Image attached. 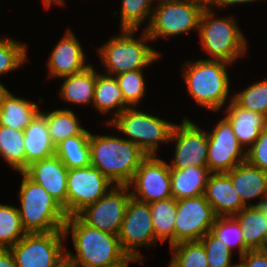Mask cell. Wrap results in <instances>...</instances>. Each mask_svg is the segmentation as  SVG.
<instances>
[{
	"label": "cell",
	"mask_w": 267,
	"mask_h": 267,
	"mask_svg": "<svg viewBox=\"0 0 267 267\" xmlns=\"http://www.w3.org/2000/svg\"><path fill=\"white\" fill-rule=\"evenodd\" d=\"M63 231L65 238L71 232L76 250V254L66 251L70 267H128L134 262L122 249L118 235L90 227L76 215L66 218Z\"/></svg>",
	"instance_id": "1"
},
{
	"label": "cell",
	"mask_w": 267,
	"mask_h": 267,
	"mask_svg": "<svg viewBox=\"0 0 267 267\" xmlns=\"http://www.w3.org/2000/svg\"><path fill=\"white\" fill-rule=\"evenodd\" d=\"M90 164L115 185H128L147 155L124 137L90 133Z\"/></svg>",
	"instance_id": "2"
},
{
	"label": "cell",
	"mask_w": 267,
	"mask_h": 267,
	"mask_svg": "<svg viewBox=\"0 0 267 267\" xmlns=\"http://www.w3.org/2000/svg\"><path fill=\"white\" fill-rule=\"evenodd\" d=\"M226 61L200 59L184 63L182 76L189 95L200 106L218 112L229 97L230 79Z\"/></svg>",
	"instance_id": "3"
},
{
	"label": "cell",
	"mask_w": 267,
	"mask_h": 267,
	"mask_svg": "<svg viewBox=\"0 0 267 267\" xmlns=\"http://www.w3.org/2000/svg\"><path fill=\"white\" fill-rule=\"evenodd\" d=\"M19 191L21 208H17L27 233L63 231L66 214L62 206L24 172Z\"/></svg>",
	"instance_id": "4"
},
{
	"label": "cell",
	"mask_w": 267,
	"mask_h": 267,
	"mask_svg": "<svg viewBox=\"0 0 267 267\" xmlns=\"http://www.w3.org/2000/svg\"><path fill=\"white\" fill-rule=\"evenodd\" d=\"M120 33L97 49L107 75L142 70L161 57L158 51L147 45L151 38L144 29L139 39L135 38L136 30H120Z\"/></svg>",
	"instance_id": "5"
},
{
	"label": "cell",
	"mask_w": 267,
	"mask_h": 267,
	"mask_svg": "<svg viewBox=\"0 0 267 267\" xmlns=\"http://www.w3.org/2000/svg\"><path fill=\"white\" fill-rule=\"evenodd\" d=\"M208 4L203 10L199 22V36L202 48L212 60L228 63L246 53V37L234 20V17L214 18V12Z\"/></svg>",
	"instance_id": "6"
},
{
	"label": "cell",
	"mask_w": 267,
	"mask_h": 267,
	"mask_svg": "<svg viewBox=\"0 0 267 267\" xmlns=\"http://www.w3.org/2000/svg\"><path fill=\"white\" fill-rule=\"evenodd\" d=\"M106 124L129 137L127 140L136 144L147 156H156L159 144L169 142L175 123L142 112L135 107H128L113 119L106 121Z\"/></svg>",
	"instance_id": "7"
},
{
	"label": "cell",
	"mask_w": 267,
	"mask_h": 267,
	"mask_svg": "<svg viewBox=\"0 0 267 267\" xmlns=\"http://www.w3.org/2000/svg\"><path fill=\"white\" fill-rule=\"evenodd\" d=\"M157 4L145 29L151 40L198 30L201 14L208 5L204 0H158Z\"/></svg>",
	"instance_id": "8"
},
{
	"label": "cell",
	"mask_w": 267,
	"mask_h": 267,
	"mask_svg": "<svg viewBox=\"0 0 267 267\" xmlns=\"http://www.w3.org/2000/svg\"><path fill=\"white\" fill-rule=\"evenodd\" d=\"M64 231L27 233L10 247L17 267H62L66 263Z\"/></svg>",
	"instance_id": "9"
},
{
	"label": "cell",
	"mask_w": 267,
	"mask_h": 267,
	"mask_svg": "<svg viewBox=\"0 0 267 267\" xmlns=\"http://www.w3.org/2000/svg\"><path fill=\"white\" fill-rule=\"evenodd\" d=\"M128 185L113 186L97 202L84 207L76 216L90 227L118 235L131 191Z\"/></svg>",
	"instance_id": "10"
},
{
	"label": "cell",
	"mask_w": 267,
	"mask_h": 267,
	"mask_svg": "<svg viewBox=\"0 0 267 267\" xmlns=\"http://www.w3.org/2000/svg\"><path fill=\"white\" fill-rule=\"evenodd\" d=\"M113 186L115 184L91 164L86 167L69 169L66 216L76 215L84 207L97 202Z\"/></svg>",
	"instance_id": "11"
},
{
	"label": "cell",
	"mask_w": 267,
	"mask_h": 267,
	"mask_svg": "<svg viewBox=\"0 0 267 267\" xmlns=\"http://www.w3.org/2000/svg\"><path fill=\"white\" fill-rule=\"evenodd\" d=\"M118 238L122 249L134 262L143 260L137 249L141 246H152L158 242L155 238L148 203L130 198Z\"/></svg>",
	"instance_id": "12"
},
{
	"label": "cell",
	"mask_w": 267,
	"mask_h": 267,
	"mask_svg": "<svg viewBox=\"0 0 267 267\" xmlns=\"http://www.w3.org/2000/svg\"><path fill=\"white\" fill-rule=\"evenodd\" d=\"M174 244L199 241L211 231L218 217L204 194L177 200Z\"/></svg>",
	"instance_id": "13"
},
{
	"label": "cell",
	"mask_w": 267,
	"mask_h": 267,
	"mask_svg": "<svg viewBox=\"0 0 267 267\" xmlns=\"http://www.w3.org/2000/svg\"><path fill=\"white\" fill-rule=\"evenodd\" d=\"M128 186H133L131 197L143 203L171 198L169 164L156 156H147L140 163Z\"/></svg>",
	"instance_id": "14"
},
{
	"label": "cell",
	"mask_w": 267,
	"mask_h": 267,
	"mask_svg": "<svg viewBox=\"0 0 267 267\" xmlns=\"http://www.w3.org/2000/svg\"><path fill=\"white\" fill-rule=\"evenodd\" d=\"M175 142V153L170 169H186L189 166H207L208 132L185 118L174 124L169 143Z\"/></svg>",
	"instance_id": "15"
},
{
	"label": "cell",
	"mask_w": 267,
	"mask_h": 267,
	"mask_svg": "<svg viewBox=\"0 0 267 267\" xmlns=\"http://www.w3.org/2000/svg\"><path fill=\"white\" fill-rule=\"evenodd\" d=\"M246 161V150L239 143L231 123L224 117L208 131L207 167L211 173H227Z\"/></svg>",
	"instance_id": "16"
},
{
	"label": "cell",
	"mask_w": 267,
	"mask_h": 267,
	"mask_svg": "<svg viewBox=\"0 0 267 267\" xmlns=\"http://www.w3.org/2000/svg\"><path fill=\"white\" fill-rule=\"evenodd\" d=\"M24 173L41 185L62 206L66 214L68 169L56 155L32 163Z\"/></svg>",
	"instance_id": "17"
},
{
	"label": "cell",
	"mask_w": 267,
	"mask_h": 267,
	"mask_svg": "<svg viewBox=\"0 0 267 267\" xmlns=\"http://www.w3.org/2000/svg\"><path fill=\"white\" fill-rule=\"evenodd\" d=\"M85 54L77 37L68 30L48 58L49 77L62 78L85 70Z\"/></svg>",
	"instance_id": "18"
},
{
	"label": "cell",
	"mask_w": 267,
	"mask_h": 267,
	"mask_svg": "<svg viewBox=\"0 0 267 267\" xmlns=\"http://www.w3.org/2000/svg\"><path fill=\"white\" fill-rule=\"evenodd\" d=\"M217 216H233L245 206L226 173H211L204 192Z\"/></svg>",
	"instance_id": "19"
},
{
	"label": "cell",
	"mask_w": 267,
	"mask_h": 267,
	"mask_svg": "<svg viewBox=\"0 0 267 267\" xmlns=\"http://www.w3.org/2000/svg\"><path fill=\"white\" fill-rule=\"evenodd\" d=\"M226 174L231 178L235 191L245 207L253 206L247 201L259 197L263 199L267 195V171L245 161Z\"/></svg>",
	"instance_id": "20"
},
{
	"label": "cell",
	"mask_w": 267,
	"mask_h": 267,
	"mask_svg": "<svg viewBox=\"0 0 267 267\" xmlns=\"http://www.w3.org/2000/svg\"><path fill=\"white\" fill-rule=\"evenodd\" d=\"M23 134L25 146V170L32 163L55 155L56 147L50 138L47 120L41 113V110L23 130Z\"/></svg>",
	"instance_id": "21"
},
{
	"label": "cell",
	"mask_w": 267,
	"mask_h": 267,
	"mask_svg": "<svg viewBox=\"0 0 267 267\" xmlns=\"http://www.w3.org/2000/svg\"><path fill=\"white\" fill-rule=\"evenodd\" d=\"M229 101L230 103L225 106V118L231 123L239 143L248 150L267 125V118L260 113L243 109L232 100V97Z\"/></svg>",
	"instance_id": "22"
},
{
	"label": "cell",
	"mask_w": 267,
	"mask_h": 267,
	"mask_svg": "<svg viewBox=\"0 0 267 267\" xmlns=\"http://www.w3.org/2000/svg\"><path fill=\"white\" fill-rule=\"evenodd\" d=\"M39 112L38 105L7 89L0 100V125L23 131Z\"/></svg>",
	"instance_id": "23"
},
{
	"label": "cell",
	"mask_w": 267,
	"mask_h": 267,
	"mask_svg": "<svg viewBox=\"0 0 267 267\" xmlns=\"http://www.w3.org/2000/svg\"><path fill=\"white\" fill-rule=\"evenodd\" d=\"M171 193L176 200L203 195L211 171L207 166L170 169Z\"/></svg>",
	"instance_id": "24"
},
{
	"label": "cell",
	"mask_w": 267,
	"mask_h": 267,
	"mask_svg": "<svg viewBox=\"0 0 267 267\" xmlns=\"http://www.w3.org/2000/svg\"><path fill=\"white\" fill-rule=\"evenodd\" d=\"M96 77L93 65L79 73L62 77L64 82L59 89L60 98L77 105L93 104Z\"/></svg>",
	"instance_id": "25"
},
{
	"label": "cell",
	"mask_w": 267,
	"mask_h": 267,
	"mask_svg": "<svg viewBox=\"0 0 267 267\" xmlns=\"http://www.w3.org/2000/svg\"><path fill=\"white\" fill-rule=\"evenodd\" d=\"M242 230L245 248L261 250L267 238L265 214L256 206H247L233 215Z\"/></svg>",
	"instance_id": "26"
},
{
	"label": "cell",
	"mask_w": 267,
	"mask_h": 267,
	"mask_svg": "<svg viewBox=\"0 0 267 267\" xmlns=\"http://www.w3.org/2000/svg\"><path fill=\"white\" fill-rule=\"evenodd\" d=\"M93 105L101 112L100 114L111 113L110 111L116 108L112 114V119L129 107L124 102L122 91L115 76L97 72Z\"/></svg>",
	"instance_id": "27"
},
{
	"label": "cell",
	"mask_w": 267,
	"mask_h": 267,
	"mask_svg": "<svg viewBox=\"0 0 267 267\" xmlns=\"http://www.w3.org/2000/svg\"><path fill=\"white\" fill-rule=\"evenodd\" d=\"M90 133L84 129L79 135L67 138L56 146L55 155L68 170L90 165Z\"/></svg>",
	"instance_id": "28"
},
{
	"label": "cell",
	"mask_w": 267,
	"mask_h": 267,
	"mask_svg": "<svg viewBox=\"0 0 267 267\" xmlns=\"http://www.w3.org/2000/svg\"><path fill=\"white\" fill-rule=\"evenodd\" d=\"M155 238L163 243L169 239L174 245L177 200L173 197L149 203Z\"/></svg>",
	"instance_id": "29"
},
{
	"label": "cell",
	"mask_w": 267,
	"mask_h": 267,
	"mask_svg": "<svg viewBox=\"0 0 267 267\" xmlns=\"http://www.w3.org/2000/svg\"><path fill=\"white\" fill-rule=\"evenodd\" d=\"M41 113L47 120L49 135L55 147L65 139L79 135L84 130L71 109H57Z\"/></svg>",
	"instance_id": "30"
},
{
	"label": "cell",
	"mask_w": 267,
	"mask_h": 267,
	"mask_svg": "<svg viewBox=\"0 0 267 267\" xmlns=\"http://www.w3.org/2000/svg\"><path fill=\"white\" fill-rule=\"evenodd\" d=\"M0 156L12 169L19 173L25 171L23 131L0 125Z\"/></svg>",
	"instance_id": "31"
},
{
	"label": "cell",
	"mask_w": 267,
	"mask_h": 267,
	"mask_svg": "<svg viewBox=\"0 0 267 267\" xmlns=\"http://www.w3.org/2000/svg\"><path fill=\"white\" fill-rule=\"evenodd\" d=\"M26 234L17 207L0 203V248L9 249Z\"/></svg>",
	"instance_id": "32"
},
{
	"label": "cell",
	"mask_w": 267,
	"mask_h": 267,
	"mask_svg": "<svg viewBox=\"0 0 267 267\" xmlns=\"http://www.w3.org/2000/svg\"><path fill=\"white\" fill-rule=\"evenodd\" d=\"M170 248L173 255L168 267H209L200 241H183Z\"/></svg>",
	"instance_id": "33"
},
{
	"label": "cell",
	"mask_w": 267,
	"mask_h": 267,
	"mask_svg": "<svg viewBox=\"0 0 267 267\" xmlns=\"http://www.w3.org/2000/svg\"><path fill=\"white\" fill-rule=\"evenodd\" d=\"M153 0H122L120 12V30H139L146 18H149L144 30L148 27L152 12Z\"/></svg>",
	"instance_id": "34"
},
{
	"label": "cell",
	"mask_w": 267,
	"mask_h": 267,
	"mask_svg": "<svg viewBox=\"0 0 267 267\" xmlns=\"http://www.w3.org/2000/svg\"><path fill=\"white\" fill-rule=\"evenodd\" d=\"M210 232L223 241L231 251L237 246L239 258L248 251L245 248L240 225L233 216H218Z\"/></svg>",
	"instance_id": "35"
},
{
	"label": "cell",
	"mask_w": 267,
	"mask_h": 267,
	"mask_svg": "<svg viewBox=\"0 0 267 267\" xmlns=\"http://www.w3.org/2000/svg\"><path fill=\"white\" fill-rule=\"evenodd\" d=\"M232 100L243 109L257 112L267 118V79L256 82L232 96Z\"/></svg>",
	"instance_id": "36"
},
{
	"label": "cell",
	"mask_w": 267,
	"mask_h": 267,
	"mask_svg": "<svg viewBox=\"0 0 267 267\" xmlns=\"http://www.w3.org/2000/svg\"><path fill=\"white\" fill-rule=\"evenodd\" d=\"M123 94L124 102L135 107L145 96V79L142 70L128 71L115 76Z\"/></svg>",
	"instance_id": "37"
},
{
	"label": "cell",
	"mask_w": 267,
	"mask_h": 267,
	"mask_svg": "<svg viewBox=\"0 0 267 267\" xmlns=\"http://www.w3.org/2000/svg\"><path fill=\"white\" fill-rule=\"evenodd\" d=\"M27 59L25 43L9 38H0V76L16 70Z\"/></svg>",
	"instance_id": "38"
},
{
	"label": "cell",
	"mask_w": 267,
	"mask_h": 267,
	"mask_svg": "<svg viewBox=\"0 0 267 267\" xmlns=\"http://www.w3.org/2000/svg\"><path fill=\"white\" fill-rule=\"evenodd\" d=\"M199 241L204 246L209 267H234L237 265L232 264L233 252L211 232L206 233Z\"/></svg>",
	"instance_id": "39"
},
{
	"label": "cell",
	"mask_w": 267,
	"mask_h": 267,
	"mask_svg": "<svg viewBox=\"0 0 267 267\" xmlns=\"http://www.w3.org/2000/svg\"><path fill=\"white\" fill-rule=\"evenodd\" d=\"M246 161L267 171V125L261 130L258 139L246 150Z\"/></svg>",
	"instance_id": "40"
},
{
	"label": "cell",
	"mask_w": 267,
	"mask_h": 267,
	"mask_svg": "<svg viewBox=\"0 0 267 267\" xmlns=\"http://www.w3.org/2000/svg\"><path fill=\"white\" fill-rule=\"evenodd\" d=\"M239 261L243 267H267V255L262 250H248Z\"/></svg>",
	"instance_id": "41"
},
{
	"label": "cell",
	"mask_w": 267,
	"mask_h": 267,
	"mask_svg": "<svg viewBox=\"0 0 267 267\" xmlns=\"http://www.w3.org/2000/svg\"><path fill=\"white\" fill-rule=\"evenodd\" d=\"M0 267H17L10 249L0 248Z\"/></svg>",
	"instance_id": "42"
},
{
	"label": "cell",
	"mask_w": 267,
	"mask_h": 267,
	"mask_svg": "<svg viewBox=\"0 0 267 267\" xmlns=\"http://www.w3.org/2000/svg\"><path fill=\"white\" fill-rule=\"evenodd\" d=\"M258 0H212L209 5L213 7V5L217 8H223L229 5H234L235 4H242V3H249V2H254Z\"/></svg>",
	"instance_id": "43"
},
{
	"label": "cell",
	"mask_w": 267,
	"mask_h": 267,
	"mask_svg": "<svg viewBox=\"0 0 267 267\" xmlns=\"http://www.w3.org/2000/svg\"><path fill=\"white\" fill-rule=\"evenodd\" d=\"M253 206H256L260 211H262L265 214L267 220V195L258 203L253 204Z\"/></svg>",
	"instance_id": "44"
},
{
	"label": "cell",
	"mask_w": 267,
	"mask_h": 267,
	"mask_svg": "<svg viewBox=\"0 0 267 267\" xmlns=\"http://www.w3.org/2000/svg\"><path fill=\"white\" fill-rule=\"evenodd\" d=\"M42 2H43V4H44L46 9H50L52 3L53 4H58V5H61V6L63 4H65L63 2V0H42Z\"/></svg>",
	"instance_id": "45"
},
{
	"label": "cell",
	"mask_w": 267,
	"mask_h": 267,
	"mask_svg": "<svg viewBox=\"0 0 267 267\" xmlns=\"http://www.w3.org/2000/svg\"><path fill=\"white\" fill-rule=\"evenodd\" d=\"M6 90H7V88L4 87V85L1 84V82H0V100H1L2 95L6 92Z\"/></svg>",
	"instance_id": "46"
},
{
	"label": "cell",
	"mask_w": 267,
	"mask_h": 267,
	"mask_svg": "<svg viewBox=\"0 0 267 267\" xmlns=\"http://www.w3.org/2000/svg\"><path fill=\"white\" fill-rule=\"evenodd\" d=\"M261 250L267 255V238H266Z\"/></svg>",
	"instance_id": "47"
},
{
	"label": "cell",
	"mask_w": 267,
	"mask_h": 267,
	"mask_svg": "<svg viewBox=\"0 0 267 267\" xmlns=\"http://www.w3.org/2000/svg\"><path fill=\"white\" fill-rule=\"evenodd\" d=\"M234 267H243V266L240 263H237V265Z\"/></svg>",
	"instance_id": "48"
},
{
	"label": "cell",
	"mask_w": 267,
	"mask_h": 267,
	"mask_svg": "<svg viewBox=\"0 0 267 267\" xmlns=\"http://www.w3.org/2000/svg\"><path fill=\"white\" fill-rule=\"evenodd\" d=\"M62 267H70L67 263H65Z\"/></svg>",
	"instance_id": "49"
},
{
	"label": "cell",
	"mask_w": 267,
	"mask_h": 267,
	"mask_svg": "<svg viewBox=\"0 0 267 267\" xmlns=\"http://www.w3.org/2000/svg\"><path fill=\"white\" fill-rule=\"evenodd\" d=\"M204 1H206L209 4L212 0H204Z\"/></svg>",
	"instance_id": "50"
}]
</instances>
